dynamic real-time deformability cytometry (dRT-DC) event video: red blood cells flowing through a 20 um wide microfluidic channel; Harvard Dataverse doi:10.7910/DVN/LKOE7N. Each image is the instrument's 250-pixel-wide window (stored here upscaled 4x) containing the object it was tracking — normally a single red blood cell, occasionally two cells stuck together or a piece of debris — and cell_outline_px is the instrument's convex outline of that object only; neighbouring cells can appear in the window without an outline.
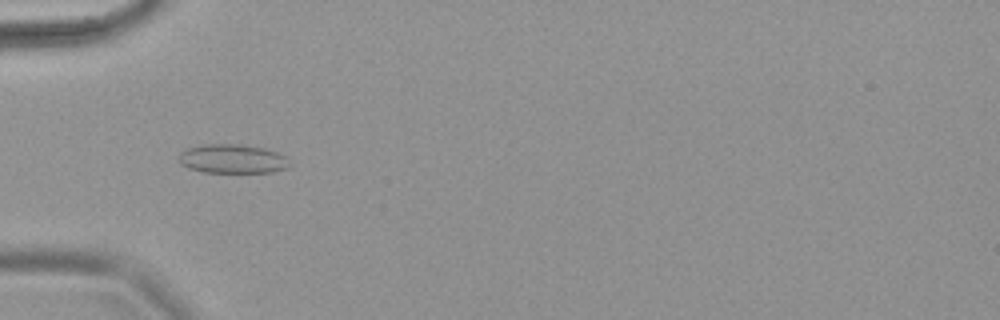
{"species": "common noctule bat (a hibernating species)", "species_latin": "Nyctalus noctula", "temperature_condition": "warm", "stored_images_in_passage": 64, "camera_frame_rate_fps": 3000, "um_per_image_px": 0.085, "animal": {"sex": "female", "body_mass_g": 18.4}, "frame": {"image": 1, "passage_image": 22, "time_ms": 7.0, "image_size_px": [1000, 320], "cell_outline_px": [[288, 168], [272, 172], [204, 172], [188, 168], [180, 164], [180, 152], [188, 148], [200, 144], [240, 144], [264, 148], [276, 152], [284, 156]], "centroid_in_image_um": [19.71, 13.49], "position_along_channel_um": 65.3, "area_um2": 18.55}}
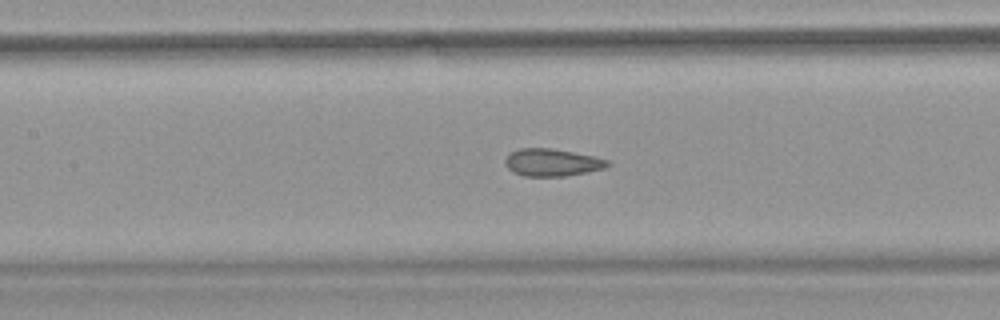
{"frame": {"image": 2, "passage_image": 31, "time_ms": 10.0, "image_size_px": [1000, 320], "cell_outline_px": [[612, 164], [604, 168], [564, 176], [524, 176], [512, 172], [504, 164], [504, 160], [512, 152], [520, 148], [552, 148], [592, 156], [608, 160]], "centroid_in_image_um": [46.9, 13.81], "position_along_channel_um": 160.5, "area_um2": 16.18}}
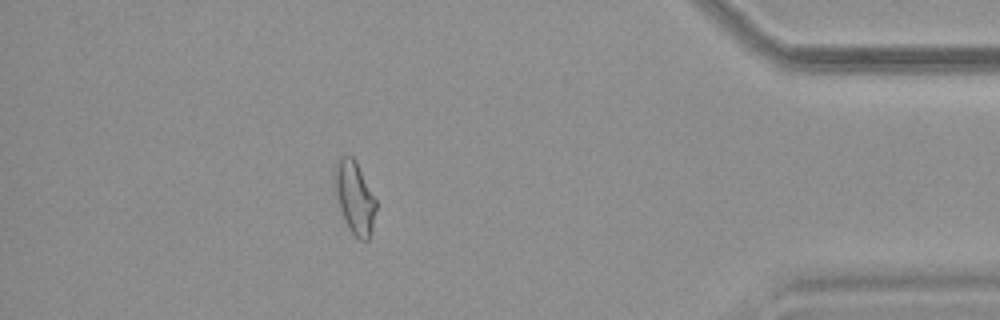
{"frame": {"image": 3, "passage_image": 57, "time_ms": 18.667, "image_size_px": [1000, 320], "cell_outline_px": [[376, 208], [372, 228], [368, 240], [360, 240], [348, 228], [344, 220], [332, 184], [332, 172], [336, 160], [340, 156], [352, 156], [356, 160], [376, 200]], "centroid_in_image_um": [30.09, 16.72], "position_along_channel_um": 405.1, "area_um2": 17.74}}